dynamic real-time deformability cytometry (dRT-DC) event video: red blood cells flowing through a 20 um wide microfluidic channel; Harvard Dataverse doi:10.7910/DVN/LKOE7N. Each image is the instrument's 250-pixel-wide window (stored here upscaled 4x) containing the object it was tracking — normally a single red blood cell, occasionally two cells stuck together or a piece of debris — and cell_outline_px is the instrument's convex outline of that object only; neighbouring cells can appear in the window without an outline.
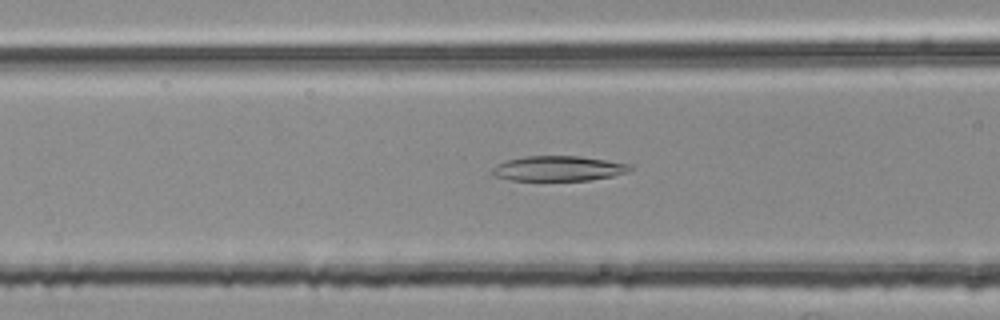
{"species": "common noctule bat (a hibernating species)", "species_latin": "Nyctalus noctula", "temperature_condition": "room temperature", "stored_images_in_passage": 40, "camera_frame_rate_fps": 3000, "um_per_image_px": 0.085, "animal": {"sex": "female", "body_mass_g": 25.1}, "frame": {"image": 1, "passage_image": 12, "time_ms": 3.667, "image_size_px": [1000, 320], "cell_outline_px": [[632, 168], [628, 172], [612, 176], [588, 180], [508, 180], [492, 176], [488, 172], [496, 164], [508, 160], [524, 156], [580, 156], [632, 164]], "centroid_in_image_um": [47.41, 14.32], "position_along_channel_um": 119.2, "area_um2": 20.29}}
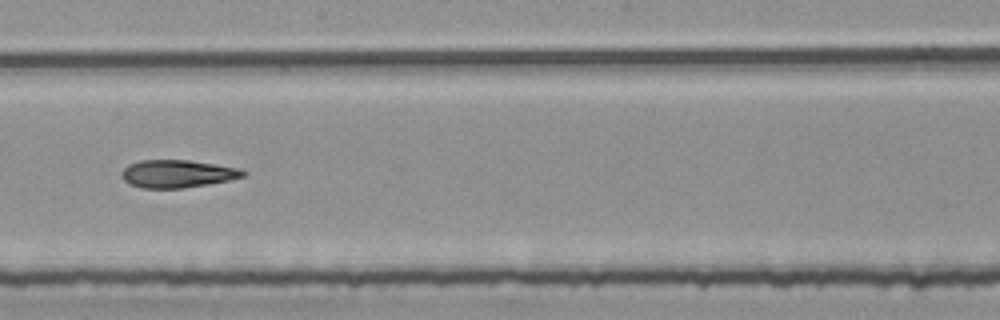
{"frame": {"image": 2, "passage_image": 21, "time_ms": 6.667, "image_size_px": [1000, 320], "cell_outline_px": [[248, 172], [244, 176], [228, 180], [208, 184], [180, 188], [144, 188], [128, 184], [120, 176], [124, 168], [128, 164], [140, 160], [188, 160], [240, 168]], "centroid_in_image_um": [15.06, 14.76], "position_along_channel_um": 233.1, "area_um2": 19.59}}
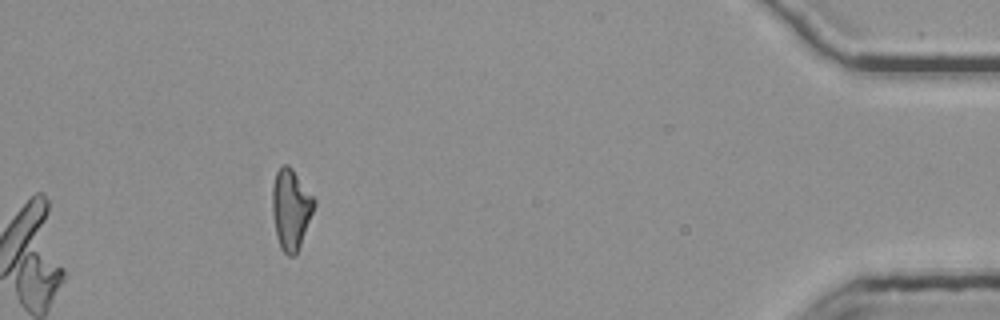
{"frame": {"image": 3, "passage_image": 40, "time_ms": 13.0, "image_size_px": [1000, 320], "cell_outline_px": [[316, 204], [300, 244], [296, 252], [292, 256], [288, 256], [280, 248], [276, 236], [272, 216], [272, 188], [276, 172], [280, 164], [288, 164], [292, 168], [316, 200]], "centroid_in_image_um": [24.7, 17.74], "position_along_channel_um": 410.5, "area_um2": 19.65}, "authors_computed_cell_mechanics": {"area_um2": 20.1433, "velocity_mm_per_s": 3.7991, "shape_relaxation_time_tau1_ms": 5.4348, "shape_relaxation_time_tau2_ms": 5.0199, "deformation_change_tau1": 0.1793, "deformation_change_tau2": 0.1547}}